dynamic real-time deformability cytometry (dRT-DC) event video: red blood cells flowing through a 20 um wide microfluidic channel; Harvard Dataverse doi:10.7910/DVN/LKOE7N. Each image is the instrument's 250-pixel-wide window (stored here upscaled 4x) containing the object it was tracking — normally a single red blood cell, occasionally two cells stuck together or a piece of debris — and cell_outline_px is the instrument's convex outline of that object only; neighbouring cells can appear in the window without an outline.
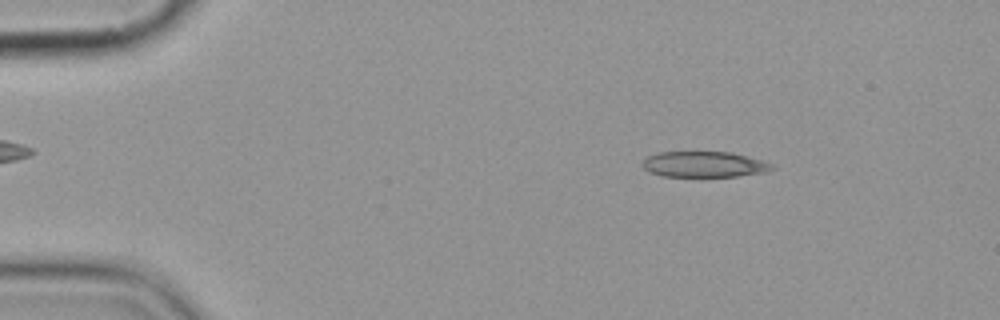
{"species": "common noctule bat (a hibernating species)", "species_latin": "Nyctalus noctula", "temperature_condition": "cold", "stored_images_in_passage": 4, "camera_frame_rate_fps": 3000, "um_per_image_px": 0.085, "animal": {"sex": "female", "body_mass_g": 19.9}, "frame": {"image": 1, "passage_image": 2, "time_ms": 1.0, "image_size_px": [1000, 320], "cell_outline_px": [[776, 168], [768, 172], [736, 176], [660, 176], [648, 172], [640, 164], [648, 156], [656, 152], [732, 152], [748, 156], [776, 164]], "centroid_in_image_um": [59.89, 13.97], "position_along_channel_um": 25.1, "area_um2": 19.71}}